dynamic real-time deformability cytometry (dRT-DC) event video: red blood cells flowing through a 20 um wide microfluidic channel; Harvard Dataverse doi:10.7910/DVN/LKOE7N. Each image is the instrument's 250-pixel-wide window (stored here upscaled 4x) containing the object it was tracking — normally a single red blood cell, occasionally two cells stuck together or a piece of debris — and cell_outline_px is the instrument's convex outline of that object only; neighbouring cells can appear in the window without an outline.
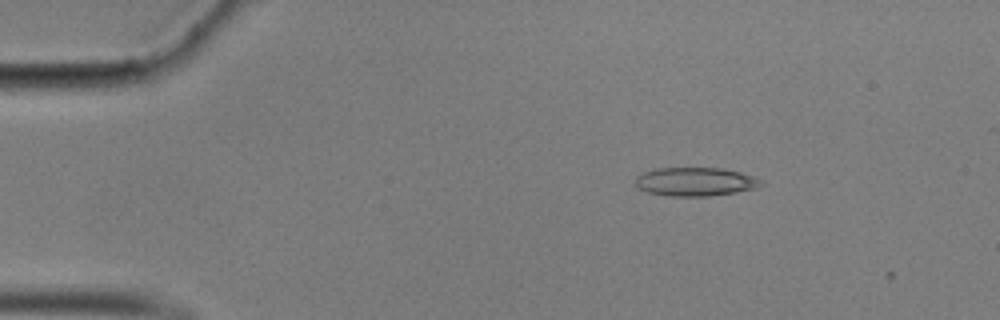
{"species": "common noctule bat (a hibernating species)", "species_latin": "Nyctalus noctula", "temperature_condition": "cold", "stored_images_in_passage": 3, "camera_frame_rate_fps": 3000, "um_per_image_px": 0.085, "animal": {"sex": "male", "body_mass_g": 17.9}, "frame": {"image": 1, "passage_image": 2, "time_ms": 0.333, "image_size_px": [1000, 320], "cell_outline_px": [[760, 184], [756, 188], [736, 192], [708, 196], [668, 196], [648, 192], [640, 188], [636, 184], [636, 176], [640, 172], [656, 168], [720, 168], [740, 172], [752, 176], [760, 180]], "centroid_in_image_um": [59.05, 15.44], "position_along_channel_um": 26.0, "area_um2": 20.81}}